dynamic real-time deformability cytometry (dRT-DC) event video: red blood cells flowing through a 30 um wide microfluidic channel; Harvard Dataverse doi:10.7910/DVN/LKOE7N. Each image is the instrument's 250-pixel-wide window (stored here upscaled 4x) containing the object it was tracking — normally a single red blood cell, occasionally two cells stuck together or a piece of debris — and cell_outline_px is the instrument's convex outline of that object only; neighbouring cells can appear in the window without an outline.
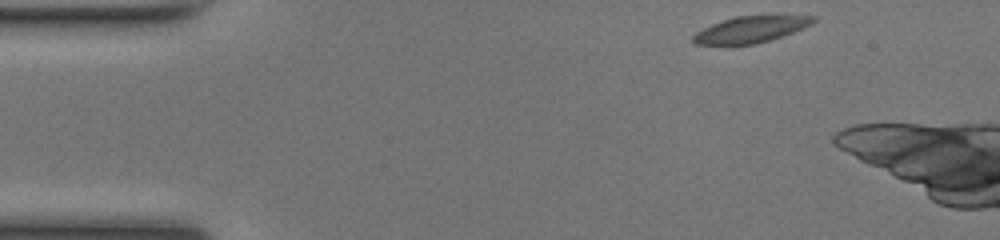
{"species": "common noctule bat (a hibernating species)", "species_latin": "Nyctalus noctula", "temperature_condition": "room temperature", "stored_images_in_passage": 5, "camera_frame_rate_fps": 3000, "um_per_image_px": 0.085, "animal": {"sex": "female", "body_mass_g": 17.0, "forearm_length_mm": 48.0}, "frame": {"image": 1, "passage_image": 1, "time_ms": 0.0, "image_size_px": [1000, 240], "cell_outline_px": [[816, 20], [812, 24], [804, 28], [784, 36], [756, 44], [696, 44], [692, 40], [692, 36], [696, 32], [712, 24], [736, 16], [816, 16]], "centroid_in_image_um": [63.84, 2.51], "position_along_channel_um": 21.2, "area_um2": 18.21}}